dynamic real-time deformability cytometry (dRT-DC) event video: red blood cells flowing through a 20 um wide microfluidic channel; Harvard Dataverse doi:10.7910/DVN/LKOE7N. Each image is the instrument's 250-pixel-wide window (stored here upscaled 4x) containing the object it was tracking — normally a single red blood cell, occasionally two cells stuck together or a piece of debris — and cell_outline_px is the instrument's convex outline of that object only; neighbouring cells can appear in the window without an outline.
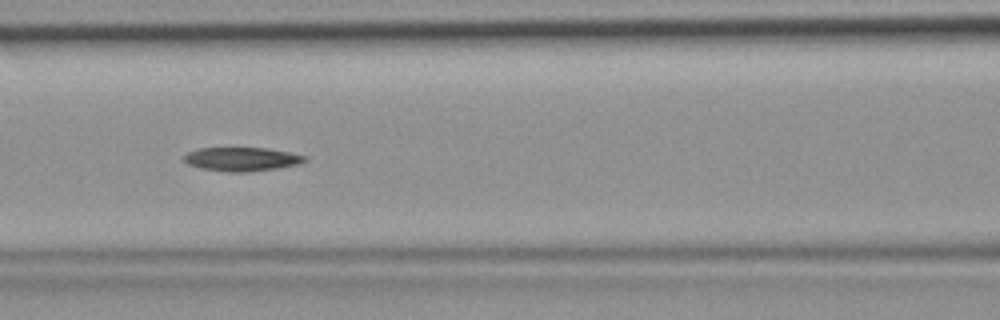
{"species": "common noctule bat (a hibernating species)", "species_latin": "Nyctalus noctula", "temperature_condition": "room temperature", "stored_images_in_passage": 48, "segment_of_instrument_passage": [1, 2], "camera_frame_rate_fps": 3000, "um_per_image_px": 0.085, "animal": {"sex": "female", "body_mass_g": 19.9}, "frame": {"image": 1, "passage_image": 21, "time_ms": 6.667, "image_size_px": [1000, 320], "cell_outline_px": [[308, 160], [296, 164], [276, 168], [248, 172], [228, 172], [200, 168], [188, 164], [184, 160], [184, 156], [188, 152], [200, 148], [268, 148], [308, 156]], "centroid_in_image_um": [20.55, 13.52], "position_along_channel_um": 146.0, "area_um2": 16.65}}
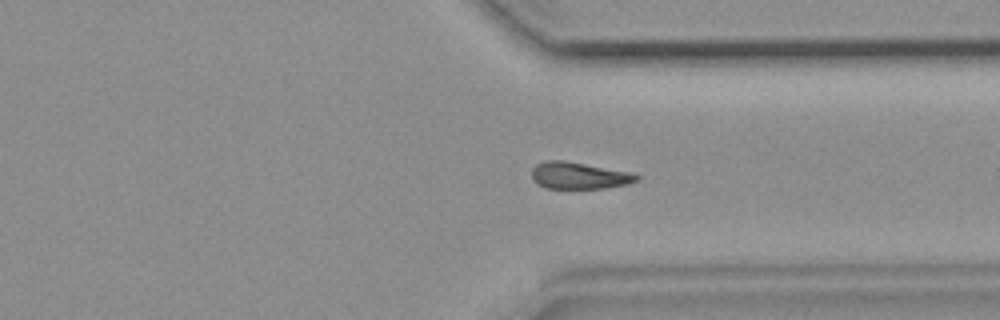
{"frame": {"image": 2, "passage_image": 36, "time_ms": 11.667, "image_size_px": [1000, 320], "cell_outline_px": [[640, 176], [636, 180], [628, 184], [604, 188], [544, 188], [536, 184], [532, 180], [532, 168], [536, 164], [544, 160], [564, 160], [636, 172]], "centroid_in_image_um": [49.22, 14.91], "position_along_channel_um": 362.2, "area_um2": 16.76}}
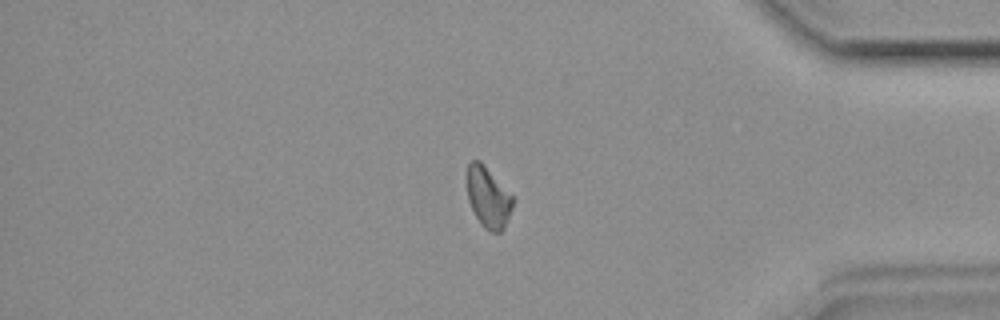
{"frame": {"image": 3, "passage_image": 40, "time_ms": 13.0, "image_size_px": [1000, 320], "cell_outline_px": [[512, 208], [500, 232], [492, 232], [484, 228], [480, 224], [468, 200], [464, 172], [468, 164], [472, 160], [480, 160], [484, 164], [512, 196]], "centroid_in_image_um": [41.41, 16.71], "position_along_channel_um": 393.8, "area_um2": 16.18}}